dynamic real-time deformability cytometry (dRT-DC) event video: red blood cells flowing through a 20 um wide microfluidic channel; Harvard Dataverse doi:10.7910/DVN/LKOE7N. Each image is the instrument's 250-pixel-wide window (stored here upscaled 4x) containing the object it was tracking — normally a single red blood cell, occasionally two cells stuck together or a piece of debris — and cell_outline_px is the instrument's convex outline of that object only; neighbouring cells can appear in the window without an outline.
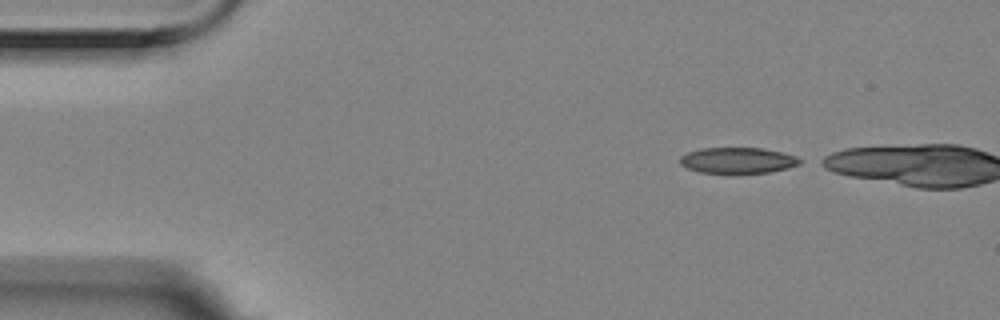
{"species": "Egyptian fruit bat (a non-hibernating species)", "species_latin": "Rousettus aegyptiacus", "temperature_condition": "room temperature", "stored_images_in_passage": 6, "camera_frame_rate_fps": 3000, "um_per_image_px": 0.085, "animal": {"sex": "female"}, "frame": {"image": 1, "passage_image": 6, "time_ms": 1.667, "image_size_px": [1000, 320], "cell_outline_px": [[804, 160], [800, 164], [788, 168], [768, 172], [700, 172], [684, 168], [680, 164], [680, 156], [688, 152], [700, 148], [760, 148], [780, 152], [796, 156]], "centroid_in_image_um": [62.69, 13.62], "position_along_channel_um": 22.3, "area_um2": 17.92}}